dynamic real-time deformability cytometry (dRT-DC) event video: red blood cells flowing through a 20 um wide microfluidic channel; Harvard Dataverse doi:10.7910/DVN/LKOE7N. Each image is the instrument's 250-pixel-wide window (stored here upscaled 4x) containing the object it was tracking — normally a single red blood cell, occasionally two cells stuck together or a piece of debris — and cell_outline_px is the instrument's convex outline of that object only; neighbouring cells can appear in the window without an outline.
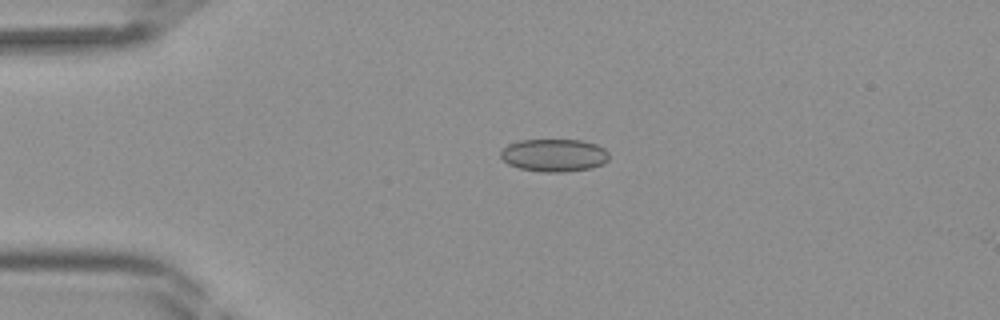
{"species": "Egyptian fruit bat (a non-hibernating species)", "species_latin": "Rousettus aegyptiacus", "temperature_condition": "room temperature", "stored_images_in_passage": 11, "camera_frame_rate_fps": 3000, "um_per_image_px": 0.085, "frame": {"image": 1, "passage_image": 10, "time_ms": 3.0, "image_size_px": [1000, 320], "cell_outline_px": [[608, 160], [604, 164], [592, 168], [564, 172], [540, 172], [520, 168], [508, 164], [500, 156], [500, 152], [508, 144], [520, 140], [580, 140], [596, 144], [604, 148], [608, 152]], "centroid_in_image_um": [47.11, 13.2], "position_along_channel_um": 37.9, "area_um2": 20.75}}